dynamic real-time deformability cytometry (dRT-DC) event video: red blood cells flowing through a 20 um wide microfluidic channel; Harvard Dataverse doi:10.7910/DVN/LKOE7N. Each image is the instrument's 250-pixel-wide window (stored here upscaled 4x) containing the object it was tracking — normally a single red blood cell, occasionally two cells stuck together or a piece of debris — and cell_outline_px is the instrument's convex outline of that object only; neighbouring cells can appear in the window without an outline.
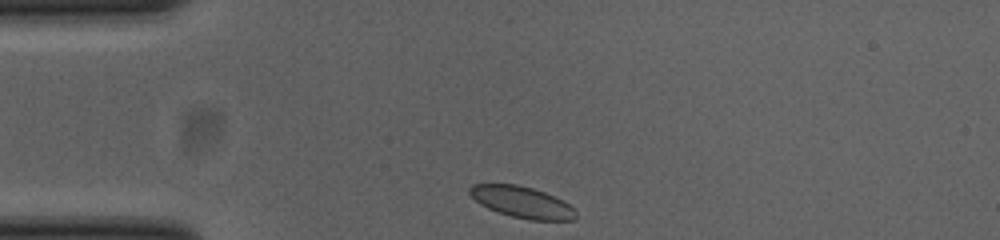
{"species": "common noctule bat (a hibernating species)", "species_latin": "Nyctalus noctula", "temperature_condition": "cold", "stored_images_in_passage": 32, "camera_frame_rate_fps": 3000, "um_per_image_px": 0.085, "animal": {"sex": "female", "body_mass_g": 23.0, "forearm_length_mm": 53.4}, "frame": {"image": 1, "passage_image": 1, "time_ms": 0.0, "image_size_px": [1000, 240], "cell_outline_px": [[576, 216], [572, 220], [528, 220], [512, 216], [488, 208], [480, 204], [468, 192], [468, 188], [472, 184], [516, 184], [532, 188], [544, 192], [568, 204], [576, 212]], "centroid_in_image_um": [44.33, 17.17], "position_along_channel_um": 40.7, "area_um2": 19.07}}
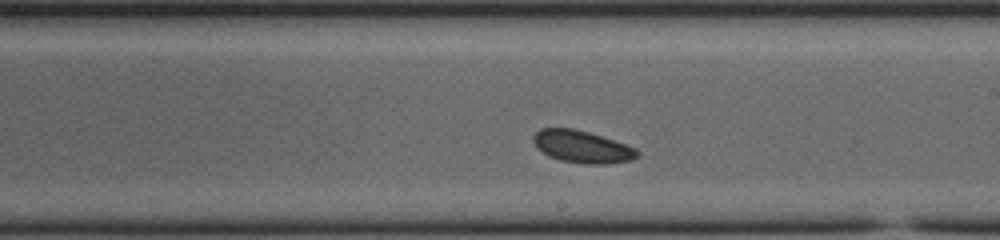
{"frame": {"image": 2, "passage_image": 19, "time_ms": 6.0, "image_size_px": [1000, 240], "cell_outline_px": [[640, 156], [632, 160], [608, 164], [588, 164], [560, 160], [548, 156], [536, 148], [532, 140], [532, 136], [540, 128], [572, 128], [588, 132], [636, 148], [640, 152]], "centroid_in_image_um": [49.46, 12.48], "position_along_channel_um": 239.5, "area_um2": 19.59}}
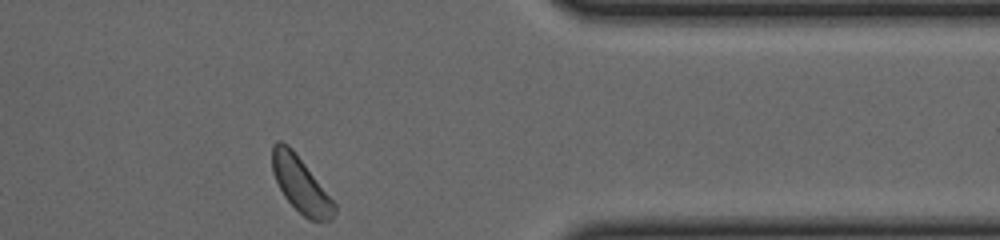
{"frame": {"image": 3, "passage_image": 32, "time_ms": 10.333, "image_size_px": [1000, 240], "cell_outline_px": [[336, 212], [332, 220], [308, 220], [284, 196], [272, 172], [272, 144], [276, 140], [280, 140], [288, 144], [292, 148], [336, 204]], "centroid_in_image_um": [25.55, 15.67], "position_along_channel_um": 385.9, "area_um2": 19.88}, "authors_computed_cell_mechanics": {"area_um2": 19.7098, "velocity_mm_per_s": 3.7767, "shape_relaxation_time_tau1_ms": 3.4616, "shape_relaxation_time_tau2_ms": 1.4159, "deformation_change_tau1": 0.0831, "deformation_change_tau2": 0.0474}}